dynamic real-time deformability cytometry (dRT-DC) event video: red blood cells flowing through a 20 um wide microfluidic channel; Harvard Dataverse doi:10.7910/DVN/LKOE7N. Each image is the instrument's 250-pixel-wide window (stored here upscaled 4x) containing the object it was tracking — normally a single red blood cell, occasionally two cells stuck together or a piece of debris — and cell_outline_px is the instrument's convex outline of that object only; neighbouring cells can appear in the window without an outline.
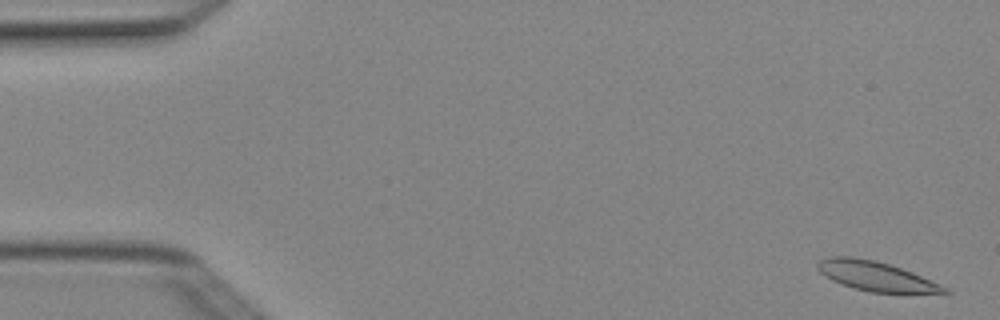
{"species": "Egyptian fruit bat (a non-hibernating species)", "species_latin": "Rousettus aegyptiacus", "temperature_condition": "cold", "stored_images_in_passage": 5, "segment_of_instrument_passage": [2, 2], "camera_frame_rate_fps": 3000, "um_per_image_px": 0.085, "animal": {"sex": "female"}, "frame": {"image": 1, "passage_image": 5, "time_ms": 1.333, "image_size_px": [1000, 320], "cell_outline_px": [[952, 292], [872, 292], [856, 288], [832, 280], [824, 276], [816, 268], [816, 264], [820, 260], [832, 256], [852, 256], [876, 260], [912, 272], [940, 284], [948, 288]], "centroid_in_image_um": [74.4, 23.44], "position_along_channel_um": 10.6, "area_um2": 21.33}}